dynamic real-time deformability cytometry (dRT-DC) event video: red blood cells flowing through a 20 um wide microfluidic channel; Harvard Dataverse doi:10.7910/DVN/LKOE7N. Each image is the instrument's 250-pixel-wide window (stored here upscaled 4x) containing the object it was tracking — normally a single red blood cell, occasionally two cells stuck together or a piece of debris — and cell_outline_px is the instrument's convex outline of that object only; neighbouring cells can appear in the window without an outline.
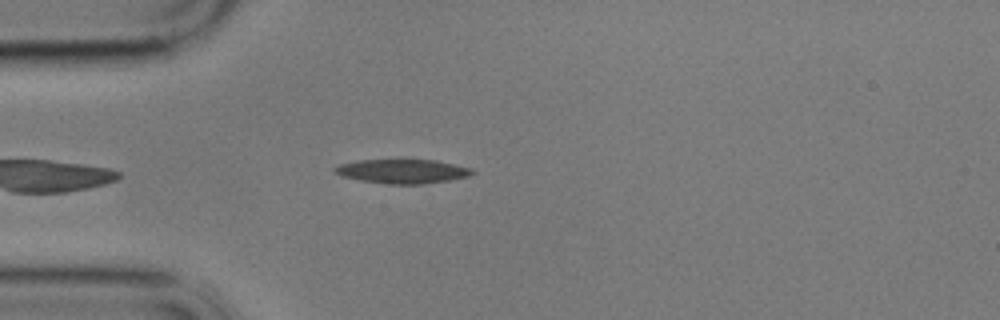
{"species": "common noctule bat (a hibernating species)", "species_latin": "Nyctalus noctula", "temperature_condition": "cold", "stored_images_in_passage": 28, "camera_frame_rate_fps": 3000, "um_per_image_px": 0.085, "animal": {"sex": "male", "body_mass_g": 17.9}, "frame": {"image": 1, "passage_image": 2, "time_ms": 0.333, "image_size_px": [1000, 320], "cell_outline_px": [[476, 172], [468, 176], [448, 180], [424, 184], [388, 184], [360, 180], [344, 176], [336, 172], [332, 168], [340, 164], [356, 160], [436, 160], [472, 168]], "centroid_in_image_um": [34.23, 14.56], "position_along_channel_um": 50.8, "area_um2": 19.19}}
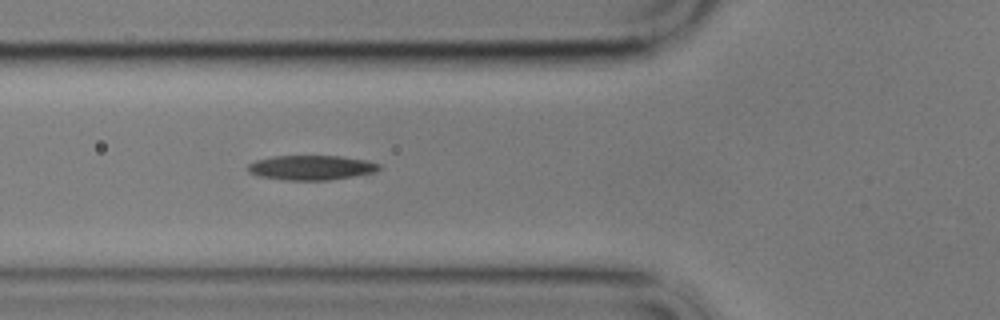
{"frame": {"image": 2, "passage_image": 7, "time_ms": 2.0, "image_size_px": [1000, 320], "cell_outline_px": [[380, 168], [376, 172], [328, 180], [288, 180], [260, 176], [248, 172], [248, 164], [256, 160], [272, 156], [344, 156], [368, 160], [380, 164]], "centroid_in_image_um": [26.48, 14.23], "position_along_channel_um": 99.3, "area_um2": 18.84}}
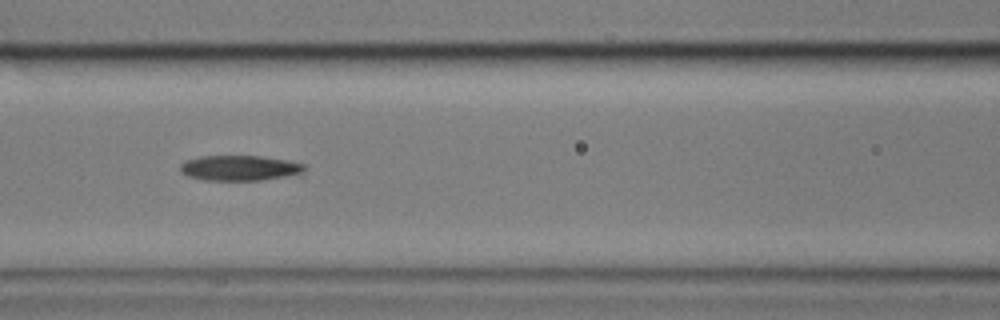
{"frame": {"image": 3, "passage_image": 11, "time_ms": 3.333, "image_size_px": [1000, 320], "cell_outline_px": [[304, 172], [264, 180], [204, 180], [188, 176], [180, 172], [180, 164], [184, 160], [200, 156], [264, 156], [304, 164]], "centroid_in_image_um": [20.3, 14.27], "position_along_channel_um": 146.3, "area_um2": 18.21}}